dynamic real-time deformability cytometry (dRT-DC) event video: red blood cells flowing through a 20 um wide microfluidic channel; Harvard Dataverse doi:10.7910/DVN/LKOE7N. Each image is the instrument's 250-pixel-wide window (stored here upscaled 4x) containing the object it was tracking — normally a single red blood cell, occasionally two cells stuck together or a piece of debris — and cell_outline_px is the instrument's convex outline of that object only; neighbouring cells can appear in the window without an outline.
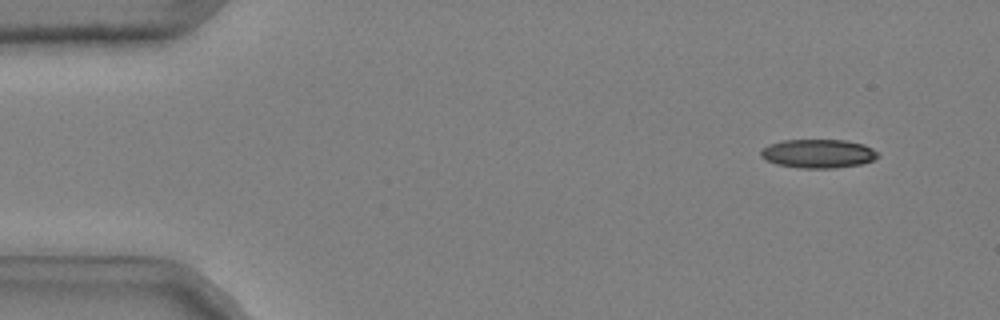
{"species": "common noctule bat (a hibernating species)", "species_latin": "Nyctalus noctula", "temperature_condition": "cold", "stored_images_in_passage": 50, "camera_frame_rate_fps": 3000, "um_per_image_px": 0.085, "animal": {"sex": "male", "body_mass_g": 20.4}, "frame": {"image": 1, "passage_image": 5, "time_ms": 1.333, "image_size_px": [1000, 320], "cell_outline_px": [[880, 156], [872, 160], [860, 164], [836, 168], [800, 168], [776, 164], [764, 160], [760, 156], [760, 148], [768, 144], [784, 140], [844, 140], [864, 144], [872, 148]], "centroid_in_image_um": [69.49, 13.05], "position_along_channel_um": 15.5, "area_um2": 19.77}}
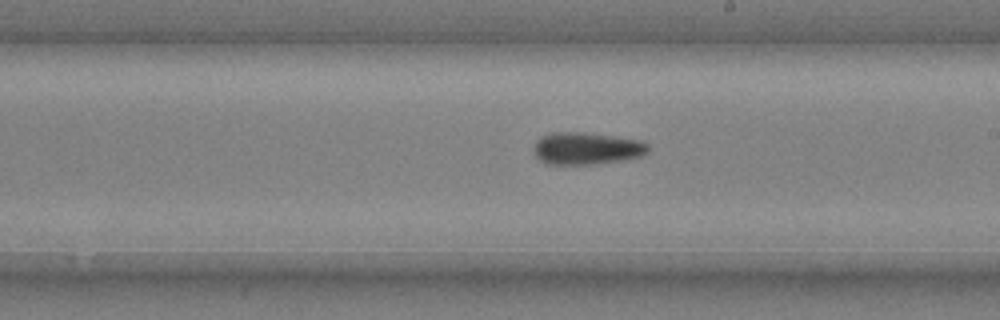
{"frame": {"image": 2, "passage_image": 31, "time_ms": 10.0, "image_size_px": [1000, 320], "cell_outline_px": [[648, 152], [640, 156], [624, 160], [596, 164], [544, 164], [536, 156], [532, 148], [536, 140], [540, 136], [552, 132], [576, 132], [640, 140], [648, 144]], "centroid_in_image_um": [49.8, 12.63], "position_along_channel_um": 239.2, "area_um2": 21.44}}
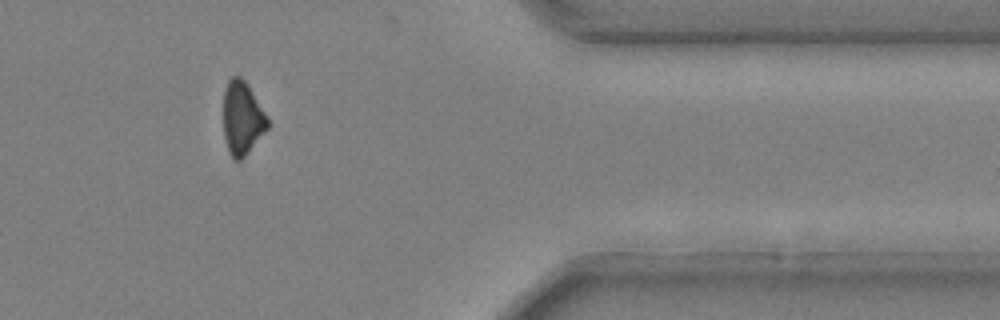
{"frame": {"image": 3, "passage_image": 45, "time_ms": 14.667, "image_size_px": [1000, 320], "cell_outline_px": [[268, 128], [248, 152], [240, 160], [232, 160], [228, 152], [224, 136], [224, 92], [228, 80], [232, 76], [240, 76], [244, 80], [264, 112], [268, 120]], "centroid_in_image_um": [20.56, 10.07], "position_along_channel_um": 390.8, "area_um2": 18.55}}